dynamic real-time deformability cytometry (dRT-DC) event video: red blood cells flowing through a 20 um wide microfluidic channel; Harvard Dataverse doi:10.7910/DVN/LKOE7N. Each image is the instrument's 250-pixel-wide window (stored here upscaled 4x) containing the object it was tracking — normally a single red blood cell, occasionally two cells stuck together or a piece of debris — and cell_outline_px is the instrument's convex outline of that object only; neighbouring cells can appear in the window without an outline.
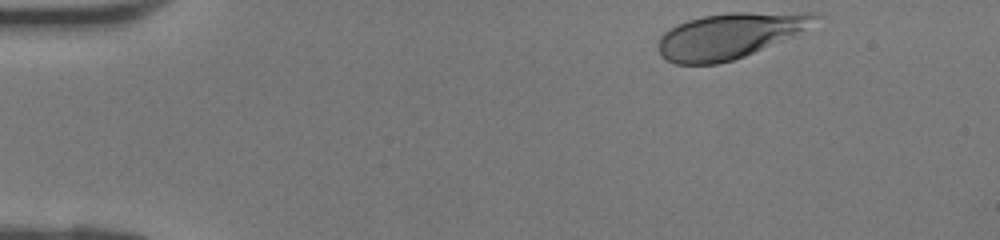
{"species": "human", "species_latin": "Homo sapiens", "temperature_condition": "room temperature", "stored_images_in_passage": 33, "camera_frame_rate_fps": 3000, "um_per_image_px": 0.085, "donor": {"sex": "female"}, "frame": {"image": 1, "passage_image": 1, "time_ms": 0.0, "image_size_px": [1000, 240], "cell_outline_px": [[824, 16], [796, 32], [744, 56], [732, 60], [716, 64], [676, 64], [660, 56], [660, 36], [664, 32], [688, 20], [704, 16], [728, 12], [820, 12]], "centroid_in_image_um": [62.0, 3.01], "position_along_channel_um": 23.0, "area_um2": 40.63}}
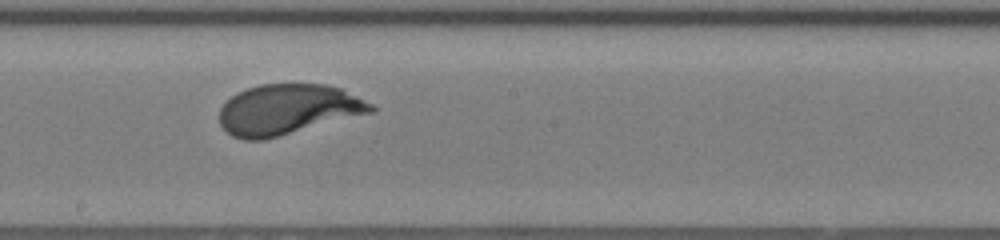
{"frame": {"image": 2, "passage_image": 19, "time_ms": 6.0, "image_size_px": [1000, 240], "cell_outline_px": [[376, 108], [372, 112], [280, 136], [264, 140], [244, 140], [232, 136], [220, 124], [220, 108], [236, 92], [260, 84], [328, 84], [340, 88], [372, 104]], "centroid_in_image_um": [24.44, 9.31], "position_along_channel_um": 223.8, "area_um2": 44.22}}
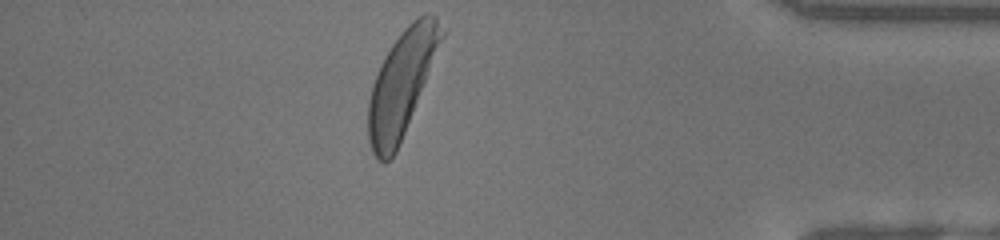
{"frame": {"image": 3, "passage_image": 32, "time_ms": 10.333, "image_size_px": [1000, 240], "cell_outline_px": [[448, 32], [400, 144], [396, 152], [384, 164], [376, 160], [372, 152], [368, 140], [368, 100], [372, 84], [380, 64], [384, 56], [392, 44], [404, 28], [412, 20], [424, 12], [428, 12], [436, 16], [448, 28]], "centroid_in_image_um": [34.2, 7.05], "position_along_channel_um": 401.0, "area_um2": 46.07}}